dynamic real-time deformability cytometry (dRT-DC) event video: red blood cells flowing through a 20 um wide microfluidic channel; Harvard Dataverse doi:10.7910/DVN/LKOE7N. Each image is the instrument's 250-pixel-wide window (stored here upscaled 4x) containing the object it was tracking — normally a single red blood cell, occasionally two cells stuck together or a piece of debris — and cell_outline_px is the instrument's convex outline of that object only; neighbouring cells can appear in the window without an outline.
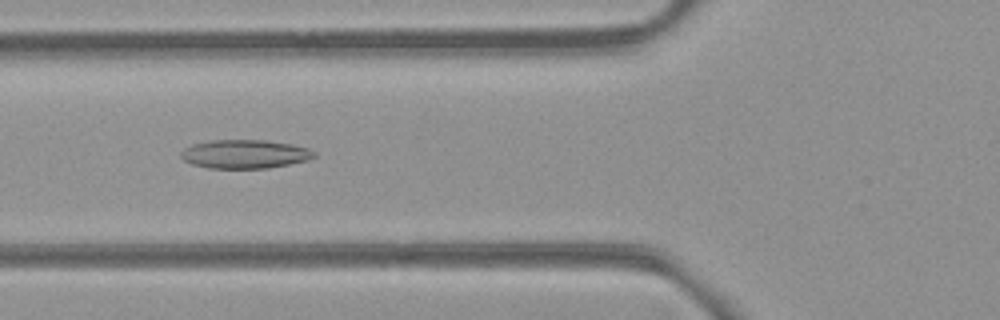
{"species": "common noctule bat (a hibernating species)", "species_latin": "Nyctalus noctula", "temperature_condition": "room temperature", "stored_images_in_passage": 7, "camera_frame_rate_fps": 3000, "um_per_image_px": 0.085, "animal": {"sex": "female", "body_mass_g": 21.9}, "frame": {"image": 1, "passage_image": 5, "time_ms": 1.333, "image_size_px": [1000, 320], "cell_outline_px": [[316, 156], [308, 160], [268, 168], [208, 168], [192, 164], [184, 160], [180, 156], [180, 152], [184, 148], [192, 144], [208, 140], [264, 140], [292, 144], [308, 148], [316, 152]], "centroid_in_image_um": [20.79, 13.09], "position_along_channel_um": 105.0, "area_um2": 22.37}}